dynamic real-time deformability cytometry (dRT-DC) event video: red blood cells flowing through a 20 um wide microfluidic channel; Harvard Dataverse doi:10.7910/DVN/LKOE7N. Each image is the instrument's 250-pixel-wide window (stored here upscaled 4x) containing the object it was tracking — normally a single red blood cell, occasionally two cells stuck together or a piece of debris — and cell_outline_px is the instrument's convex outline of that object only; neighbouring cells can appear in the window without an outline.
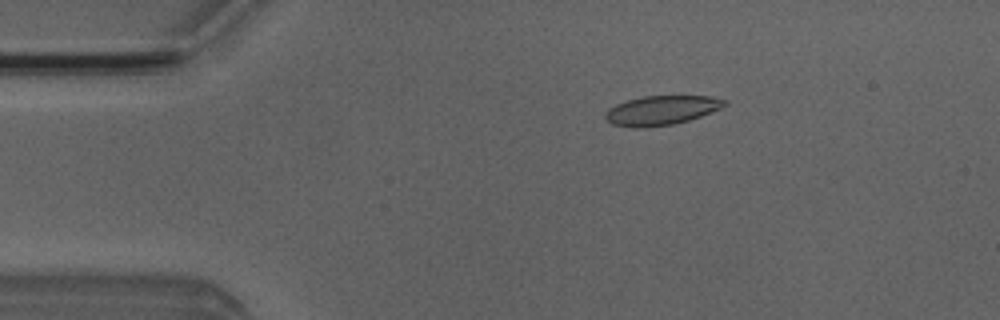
{"species": "Egyptian fruit bat (a non-hibernating species)", "species_latin": "Rousettus aegyptiacus", "temperature_condition": "room temperature", "stored_images_in_passage": 4, "camera_frame_rate_fps": 3000, "um_per_image_px": 0.085, "animal": {"sex": "male"}, "frame": {"image": 1, "passage_image": 1, "time_ms": 0.0, "image_size_px": [1000, 320], "cell_outline_px": [[728, 104], [720, 108], [700, 116], [688, 120], [672, 124], [636, 128], [612, 124], [604, 120], [604, 112], [608, 108], [616, 104], [628, 100], [644, 96], [712, 96], [728, 100]], "centroid_in_image_um": [56.19, 9.37], "position_along_channel_um": 28.8, "area_um2": 20.35}}